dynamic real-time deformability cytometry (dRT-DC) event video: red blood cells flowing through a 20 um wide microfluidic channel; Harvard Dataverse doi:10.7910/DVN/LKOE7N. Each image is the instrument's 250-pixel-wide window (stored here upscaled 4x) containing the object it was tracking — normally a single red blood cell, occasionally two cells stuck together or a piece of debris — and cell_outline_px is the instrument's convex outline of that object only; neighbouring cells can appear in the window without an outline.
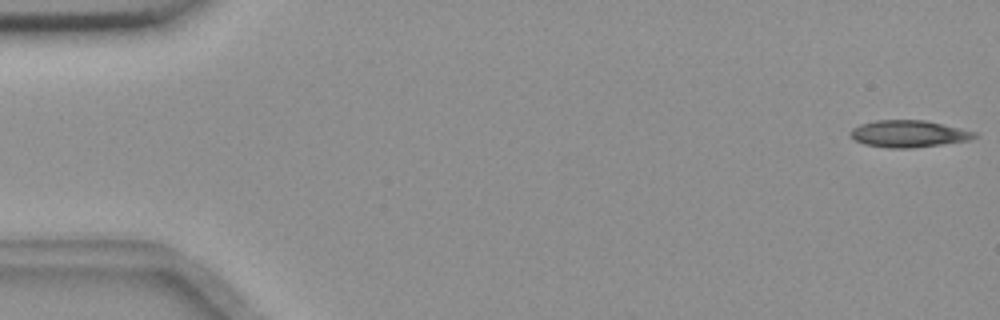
{"species": "common noctule bat (a hibernating species)", "species_latin": "Nyctalus noctula", "temperature_condition": "room temperature", "stored_images_in_passage": 6, "camera_frame_rate_fps": 3000, "um_per_image_px": 0.085, "animal": {"sex": "female", "body_mass_g": 18.4}, "frame": {"image": 1, "passage_image": 1, "time_ms": 0.0, "image_size_px": [1000, 320], "cell_outline_px": [[980, 136], [968, 140], [912, 148], [888, 148], [864, 144], [848, 136], [848, 132], [852, 128], [860, 124], [876, 120], [924, 120], [960, 128], [976, 132]], "centroid_in_image_um": [77.19, 11.37], "position_along_channel_um": 7.8, "area_um2": 19.48}}